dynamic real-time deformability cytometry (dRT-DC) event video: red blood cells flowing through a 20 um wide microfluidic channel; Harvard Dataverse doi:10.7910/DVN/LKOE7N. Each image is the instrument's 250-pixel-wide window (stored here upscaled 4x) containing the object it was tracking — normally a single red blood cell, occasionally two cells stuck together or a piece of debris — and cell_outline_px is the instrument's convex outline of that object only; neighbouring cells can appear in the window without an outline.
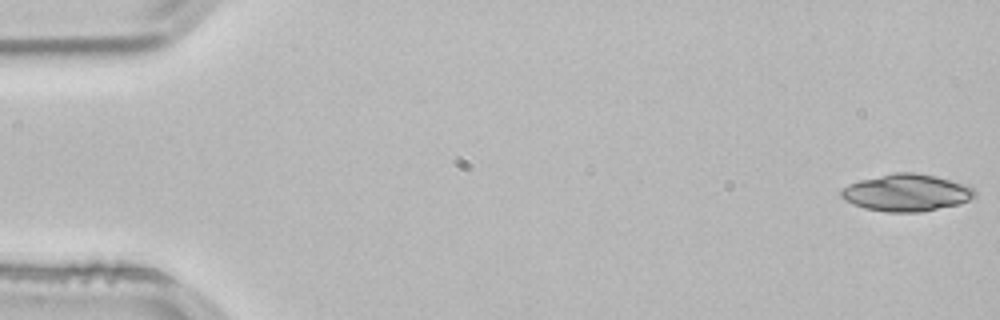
{"species": "common noctule bat (a hibernating species)", "species_latin": "Nyctalus noctula", "temperature_condition": "room temperature", "stored_images_in_passage": 52, "segment_of_instrument_passage": [1, 2], "camera_frame_rate_fps": 3000, "um_per_image_px": 0.085, "animal": {"sex": "male", "body_mass_g": 21.5, "forearm_length_mm": 52.0}, "frame": {"image": 1, "passage_image": 1, "time_ms": 0.0, "image_size_px": [1000, 320], "cell_outline_px": [[976, 196], [960, 204], [920, 212], [888, 212], [864, 208], [844, 200], [840, 196], [840, 188], [848, 184], [860, 180], [892, 172], [912, 172], [936, 176], [968, 184], [976, 192]], "centroid_in_image_um": [77.05, 16.37], "position_along_channel_um": 8.0, "area_um2": 29.13}}
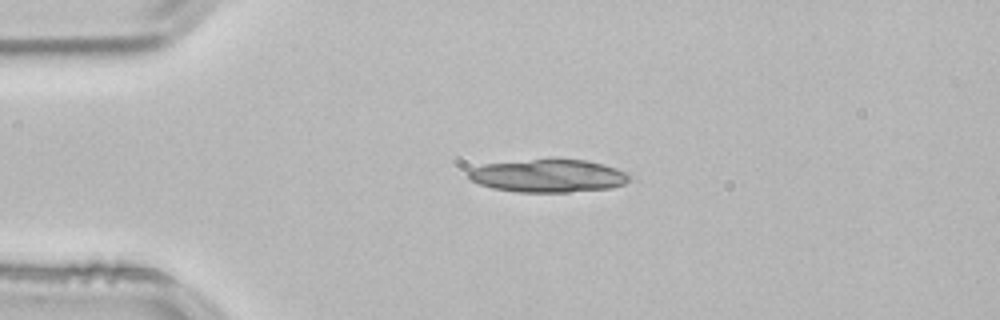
{"frame": {"image": 2, "passage_image": 12, "time_ms": 3.667, "image_size_px": [1000, 320], "cell_outline_px": [[628, 180], [624, 184], [612, 188], [568, 192], [520, 192], [492, 188], [480, 184], [472, 180], [468, 176], [468, 172], [472, 168], [484, 164], [532, 160], [588, 160], [604, 164], [628, 172]], "centroid_in_image_um": [46.63, 14.95], "position_along_channel_um": 38.4, "area_um2": 30.52}}